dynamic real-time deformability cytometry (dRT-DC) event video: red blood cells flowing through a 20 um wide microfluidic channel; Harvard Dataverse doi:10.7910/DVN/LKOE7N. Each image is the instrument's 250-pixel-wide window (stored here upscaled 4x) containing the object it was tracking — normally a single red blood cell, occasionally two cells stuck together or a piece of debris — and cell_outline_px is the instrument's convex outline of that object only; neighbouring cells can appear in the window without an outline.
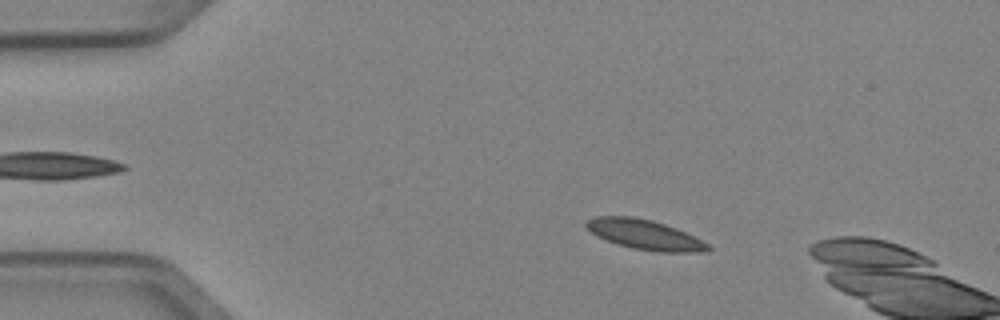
{"species": "Egyptian fruit bat (a non-hibernating species)", "species_latin": "Rousettus aegyptiacus", "temperature_condition": "cold", "stored_images_in_passage": 4, "camera_frame_rate_fps": 3000, "um_per_image_px": 0.085, "animal": {"sex": "female"}, "frame": {"image": 1, "passage_image": 2, "time_ms": 0.333, "image_size_px": [1000, 320], "cell_outline_px": [[712, 248], [708, 252], [656, 252], [632, 248], [596, 236], [584, 224], [588, 220], [596, 216], [632, 216], [652, 220], [676, 228], [708, 244]], "centroid_in_image_um": [54.81, 19.95], "position_along_channel_um": 30.2, "area_um2": 20.92}}